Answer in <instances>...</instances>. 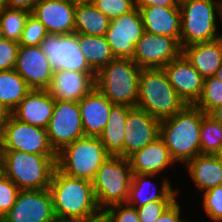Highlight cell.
I'll list each match as a JSON object with an SVG mask.
<instances>
[{
  "label": "cell",
  "mask_w": 222,
  "mask_h": 222,
  "mask_svg": "<svg viewBox=\"0 0 222 222\" xmlns=\"http://www.w3.org/2000/svg\"><path fill=\"white\" fill-rule=\"evenodd\" d=\"M12 116V112L0 102V130L2 131L4 125Z\"/></svg>",
  "instance_id": "44"
},
{
  "label": "cell",
  "mask_w": 222,
  "mask_h": 222,
  "mask_svg": "<svg viewBox=\"0 0 222 222\" xmlns=\"http://www.w3.org/2000/svg\"><path fill=\"white\" fill-rule=\"evenodd\" d=\"M93 5L110 20L134 10V0H94Z\"/></svg>",
  "instance_id": "36"
},
{
  "label": "cell",
  "mask_w": 222,
  "mask_h": 222,
  "mask_svg": "<svg viewBox=\"0 0 222 222\" xmlns=\"http://www.w3.org/2000/svg\"><path fill=\"white\" fill-rule=\"evenodd\" d=\"M90 222H107L102 216L96 220L90 221Z\"/></svg>",
  "instance_id": "49"
},
{
  "label": "cell",
  "mask_w": 222,
  "mask_h": 222,
  "mask_svg": "<svg viewBox=\"0 0 222 222\" xmlns=\"http://www.w3.org/2000/svg\"><path fill=\"white\" fill-rule=\"evenodd\" d=\"M124 132V158L128 159L159 137L160 120L138 107H133L127 115Z\"/></svg>",
  "instance_id": "16"
},
{
  "label": "cell",
  "mask_w": 222,
  "mask_h": 222,
  "mask_svg": "<svg viewBox=\"0 0 222 222\" xmlns=\"http://www.w3.org/2000/svg\"><path fill=\"white\" fill-rule=\"evenodd\" d=\"M185 165L197 189L204 192L222 185V162L218 155L199 154Z\"/></svg>",
  "instance_id": "25"
},
{
  "label": "cell",
  "mask_w": 222,
  "mask_h": 222,
  "mask_svg": "<svg viewBox=\"0 0 222 222\" xmlns=\"http://www.w3.org/2000/svg\"><path fill=\"white\" fill-rule=\"evenodd\" d=\"M75 33L105 36L111 20L93 4L76 5Z\"/></svg>",
  "instance_id": "29"
},
{
  "label": "cell",
  "mask_w": 222,
  "mask_h": 222,
  "mask_svg": "<svg viewBox=\"0 0 222 222\" xmlns=\"http://www.w3.org/2000/svg\"><path fill=\"white\" fill-rule=\"evenodd\" d=\"M220 18L222 19V10H221ZM220 39L222 40V35L221 34H220Z\"/></svg>",
  "instance_id": "52"
},
{
  "label": "cell",
  "mask_w": 222,
  "mask_h": 222,
  "mask_svg": "<svg viewBox=\"0 0 222 222\" xmlns=\"http://www.w3.org/2000/svg\"><path fill=\"white\" fill-rule=\"evenodd\" d=\"M31 12L6 7L0 12L1 37L19 43L26 20Z\"/></svg>",
  "instance_id": "31"
},
{
  "label": "cell",
  "mask_w": 222,
  "mask_h": 222,
  "mask_svg": "<svg viewBox=\"0 0 222 222\" xmlns=\"http://www.w3.org/2000/svg\"><path fill=\"white\" fill-rule=\"evenodd\" d=\"M144 31L177 39L181 44L180 7L150 6L139 9Z\"/></svg>",
  "instance_id": "22"
},
{
  "label": "cell",
  "mask_w": 222,
  "mask_h": 222,
  "mask_svg": "<svg viewBox=\"0 0 222 222\" xmlns=\"http://www.w3.org/2000/svg\"><path fill=\"white\" fill-rule=\"evenodd\" d=\"M14 69L31 89L36 90L49 88L54 71L40 46H20Z\"/></svg>",
  "instance_id": "15"
},
{
  "label": "cell",
  "mask_w": 222,
  "mask_h": 222,
  "mask_svg": "<svg viewBox=\"0 0 222 222\" xmlns=\"http://www.w3.org/2000/svg\"><path fill=\"white\" fill-rule=\"evenodd\" d=\"M180 0H134L135 7L138 9L150 6L179 7Z\"/></svg>",
  "instance_id": "42"
},
{
  "label": "cell",
  "mask_w": 222,
  "mask_h": 222,
  "mask_svg": "<svg viewBox=\"0 0 222 222\" xmlns=\"http://www.w3.org/2000/svg\"><path fill=\"white\" fill-rule=\"evenodd\" d=\"M204 115L195 105H186L174 116L160 121L159 137L175 162L186 164L201 154L200 129Z\"/></svg>",
  "instance_id": "2"
},
{
  "label": "cell",
  "mask_w": 222,
  "mask_h": 222,
  "mask_svg": "<svg viewBox=\"0 0 222 222\" xmlns=\"http://www.w3.org/2000/svg\"><path fill=\"white\" fill-rule=\"evenodd\" d=\"M194 105L205 114L222 105V82L214 76L205 78L201 96Z\"/></svg>",
  "instance_id": "33"
},
{
  "label": "cell",
  "mask_w": 222,
  "mask_h": 222,
  "mask_svg": "<svg viewBox=\"0 0 222 222\" xmlns=\"http://www.w3.org/2000/svg\"><path fill=\"white\" fill-rule=\"evenodd\" d=\"M19 47V43L0 37V71L15 68Z\"/></svg>",
  "instance_id": "39"
},
{
  "label": "cell",
  "mask_w": 222,
  "mask_h": 222,
  "mask_svg": "<svg viewBox=\"0 0 222 222\" xmlns=\"http://www.w3.org/2000/svg\"><path fill=\"white\" fill-rule=\"evenodd\" d=\"M73 5H84V4H93L94 0H66Z\"/></svg>",
  "instance_id": "46"
},
{
  "label": "cell",
  "mask_w": 222,
  "mask_h": 222,
  "mask_svg": "<svg viewBox=\"0 0 222 222\" xmlns=\"http://www.w3.org/2000/svg\"><path fill=\"white\" fill-rule=\"evenodd\" d=\"M141 70L131 59L115 58L95 74V87L114 105L136 107Z\"/></svg>",
  "instance_id": "5"
},
{
  "label": "cell",
  "mask_w": 222,
  "mask_h": 222,
  "mask_svg": "<svg viewBox=\"0 0 222 222\" xmlns=\"http://www.w3.org/2000/svg\"><path fill=\"white\" fill-rule=\"evenodd\" d=\"M55 102L48 90L32 89L12 111V116L23 123L46 129Z\"/></svg>",
  "instance_id": "20"
},
{
  "label": "cell",
  "mask_w": 222,
  "mask_h": 222,
  "mask_svg": "<svg viewBox=\"0 0 222 222\" xmlns=\"http://www.w3.org/2000/svg\"><path fill=\"white\" fill-rule=\"evenodd\" d=\"M20 189L0 171V220L16 202Z\"/></svg>",
  "instance_id": "35"
},
{
  "label": "cell",
  "mask_w": 222,
  "mask_h": 222,
  "mask_svg": "<svg viewBox=\"0 0 222 222\" xmlns=\"http://www.w3.org/2000/svg\"><path fill=\"white\" fill-rule=\"evenodd\" d=\"M186 105L170 84L163 68L141 70L136 107L161 121L174 116Z\"/></svg>",
  "instance_id": "4"
},
{
  "label": "cell",
  "mask_w": 222,
  "mask_h": 222,
  "mask_svg": "<svg viewBox=\"0 0 222 222\" xmlns=\"http://www.w3.org/2000/svg\"><path fill=\"white\" fill-rule=\"evenodd\" d=\"M2 155V140H1V130H0V160Z\"/></svg>",
  "instance_id": "50"
},
{
  "label": "cell",
  "mask_w": 222,
  "mask_h": 222,
  "mask_svg": "<svg viewBox=\"0 0 222 222\" xmlns=\"http://www.w3.org/2000/svg\"><path fill=\"white\" fill-rule=\"evenodd\" d=\"M217 155H218V157L220 158V160L222 162V150Z\"/></svg>",
  "instance_id": "51"
},
{
  "label": "cell",
  "mask_w": 222,
  "mask_h": 222,
  "mask_svg": "<svg viewBox=\"0 0 222 222\" xmlns=\"http://www.w3.org/2000/svg\"><path fill=\"white\" fill-rule=\"evenodd\" d=\"M201 154L217 155L222 150V124L205 114L200 129Z\"/></svg>",
  "instance_id": "32"
},
{
  "label": "cell",
  "mask_w": 222,
  "mask_h": 222,
  "mask_svg": "<svg viewBox=\"0 0 222 222\" xmlns=\"http://www.w3.org/2000/svg\"><path fill=\"white\" fill-rule=\"evenodd\" d=\"M176 93L187 105H194L201 96L204 78L183 54L163 67Z\"/></svg>",
  "instance_id": "17"
},
{
  "label": "cell",
  "mask_w": 222,
  "mask_h": 222,
  "mask_svg": "<svg viewBox=\"0 0 222 222\" xmlns=\"http://www.w3.org/2000/svg\"><path fill=\"white\" fill-rule=\"evenodd\" d=\"M83 132L85 136L99 137L106 126L114 105L94 87L79 102Z\"/></svg>",
  "instance_id": "21"
},
{
  "label": "cell",
  "mask_w": 222,
  "mask_h": 222,
  "mask_svg": "<svg viewBox=\"0 0 222 222\" xmlns=\"http://www.w3.org/2000/svg\"><path fill=\"white\" fill-rule=\"evenodd\" d=\"M79 48L90 68L97 73L115 59L105 36H92L76 33Z\"/></svg>",
  "instance_id": "28"
},
{
  "label": "cell",
  "mask_w": 222,
  "mask_h": 222,
  "mask_svg": "<svg viewBox=\"0 0 222 222\" xmlns=\"http://www.w3.org/2000/svg\"><path fill=\"white\" fill-rule=\"evenodd\" d=\"M203 206L206 215L213 221H222V185L203 192Z\"/></svg>",
  "instance_id": "37"
},
{
  "label": "cell",
  "mask_w": 222,
  "mask_h": 222,
  "mask_svg": "<svg viewBox=\"0 0 222 222\" xmlns=\"http://www.w3.org/2000/svg\"><path fill=\"white\" fill-rule=\"evenodd\" d=\"M144 33L138 8L111 20L105 38L115 58L135 59V45Z\"/></svg>",
  "instance_id": "11"
},
{
  "label": "cell",
  "mask_w": 222,
  "mask_h": 222,
  "mask_svg": "<svg viewBox=\"0 0 222 222\" xmlns=\"http://www.w3.org/2000/svg\"><path fill=\"white\" fill-rule=\"evenodd\" d=\"M102 217L107 222H140L136 208L127 203L107 207L102 211Z\"/></svg>",
  "instance_id": "38"
},
{
  "label": "cell",
  "mask_w": 222,
  "mask_h": 222,
  "mask_svg": "<svg viewBox=\"0 0 222 222\" xmlns=\"http://www.w3.org/2000/svg\"><path fill=\"white\" fill-rule=\"evenodd\" d=\"M130 109L126 105H113L108 122L99 136L110 156L124 157V131Z\"/></svg>",
  "instance_id": "27"
},
{
  "label": "cell",
  "mask_w": 222,
  "mask_h": 222,
  "mask_svg": "<svg viewBox=\"0 0 222 222\" xmlns=\"http://www.w3.org/2000/svg\"><path fill=\"white\" fill-rule=\"evenodd\" d=\"M31 90L15 69L0 71V102L11 112Z\"/></svg>",
  "instance_id": "30"
},
{
  "label": "cell",
  "mask_w": 222,
  "mask_h": 222,
  "mask_svg": "<svg viewBox=\"0 0 222 222\" xmlns=\"http://www.w3.org/2000/svg\"><path fill=\"white\" fill-rule=\"evenodd\" d=\"M133 174H159L176 162L164 141L158 137L128 158Z\"/></svg>",
  "instance_id": "23"
},
{
  "label": "cell",
  "mask_w": 222,
  "mask_h": 222,
  "mask_svg": "<svg viewBox=\"0 0 222 222\" xmlns=\"http://www.w3.org/2000/svg\"><path fill=\"white\" fill-rule=\"evenodd\" d=\"M209 115L213 117L216 121L222 124V105L217 106L214 108Z\"/></svg>",
  "instance_id": "45"
},
{
  "label": "cell",
  "mask_w": 222,
  "mask_h": 222,
  "mask_svg": "<svg viewBox=\"0 0 222 222\" xmlns=\"http://www.w3.org/2000/svg\"><path fill=\"white\" fill-rule=\"evenodd\" d=\"M181 206L175 200L161 215L155 222H182L180 216Z\"/></svg>",
  "instance_id": "41"
},
{
  "label": "cell",
  "mask_w": 222,
  "mask_h": 222,
  "mask_svg": "<svg viewBox=\"0 0 222 222\" xmlns=\"http://www.w3.org/2000/svg\"><path fill=\"white\" fill-rule=\"evenodd\" d=\"M132 175L128 159L109 156L104 161L91 181L101 211L114 204L127 202Z\"/></svg>",
  "instance_id": "8"
},
{
  "label": "cell",
  "mask_w": 222,
  "mask_h": 222,
  "mask_svg": "<svg viewBox=\"0 0 222 222\" xmlns=\"http://www.w3.org/2000/svg\"><path fill=\"white\" fill-rule=\"evenodd\" d=\"M1 140L2 150L57 156L50 144L46 129L23 123L13 116L1 131Z\"/></svg>",
  "instance_id": "9"
},
{
  "label": "cell",
  "mask_w": 222,
  "mask_h": 222,
  "mask_svg": "<svg viewBox=\"0 0 222 222\" xmlns=\"http://www.w3.org/2000/svg\"><path fill=\"white\" fill-rule=\"evenodd\" d=\"M182 54L180 42L165 35L143 33L135 45V59L141 69L163 68Z\"/></svg>",
  "instance_id": "14"
},
{
  "label": "cell",
  "mask_w": 222,
  "mask_h": 222,
  "mask_svg": "<svg viewBox=\"0 0 222 222\" xmlns=\"http://www.w3.org/2000/svg\"><path fill=\"white\" fill-rule=\"evenodd\" d=\"M58 222H90L102 216L92 182L55 169L49 186Z\"/></svg>",
  "instance_id": "1"
},
{
  "label": "cell",
  "mask_w": 222,
  "mask_h": 222,
  "mask_svg": "<svg viewBox=\"0 0 222 222\" xmlns=\"http://www.w3.org/2000/svg\"><path fill=\"white\" fill-rule=\"evenodd\" d=\"M1 222H58L49 189L20 190Z\"/></svg>",
  "instance_id": "13"
},
{
  "label": "cell",
  "mask_w": 222,
  "mask_h": 222,
  "mask_svg": "<svg viewBox=\"0 0 222 222\" xmlns=\"http://www.w3.org/2000/svg\"><path fill=\"white\" fill-rule=\"evenodd\" d=\"M46 130L50 144L56 153L84 137L78 102L56 101Z\"/></svg>",
  "instance_id": "10"
},
{
  "label": "cell",
  "mask_w": 222,
  "mask_h": 222,
  "mask_svg": "<svg viewBox=\"0 0 222 222\" xmlns=\"http://www.w3.org/2000/svg\"><path fill=\"white\" fill-rule=\"evenodd\" d=\"M8 8L24 9L32 12L39 0H5Z\"/></svg>",
  "instance_id": "43"
},
{
  "label": "cell",
  "mask_w": 222,
  "mask_h": 222,
  "mask_svg": "<svg viewBox=\"0 0 222 222\" xmlns=\"http://www.w3.org/2000/svg\"><path fill=\"white\" fill-rule=\"evenodd\" d=\"M153 176L155 177V174L132 175L129 196L126 202L128 205L138 208L156 200H176L178 191L172 189L169 180L166 178L163 179L164 181L162 182V186L160 187L159 191H157L158 189H154L155 191L153 190V193L150 192L149 195H146L147 193L145 194L147 188L151 187L152 185L149 180L150 177L152 178Z\"/></svg>",
  "instance_id": "26"
},
{
  "label": "cell",
  "mask_w": 222,
  "mask_h": 222,
  "mask_svg": "<svg viewBox=\"0 0 222 222\" xmlns=\"http://www.w3.org/2000/svg\"><path fill=\"white\" fill-rule=\"evenodd\" d=\"M175 200H156L136 208L140 222H155Z\"/></svg>",
  "instance_id": "40"
},
{
  "label": "cell",
  "mask_w": 222,
  "mask_h": 222,
  "mask_svg": "<svg viewBox=\"0 0 222 222\" xmlns=\"http://www.w3.org/2000/svg\"><path fill=\"white\" fill-rule=\"evenodd\" d=\"M95 72L54 70L47 89L55 101L79 102L95 87Z\"/></svg>",
  "instance_id": "18"
},
{
  "label": "cell",
  "mask_w": 222,
  "mask_h": 222,
  "mask_svg": "<svg viewBox=\"0 0 222 222\" xmlns=\"http://www.w3.org/2000/svg\"><path fill=\"white\" fill-rule=\"evenodd\" d=\"M214 77H216L217 79H219L222 82V64L219 67V69L217 70V72L215 73Z\"/></svg>",
  "instance_id": "47"
},
{
  "label": "cell",
  "mask_w": 222,
  "mask_h": 222,
  "mask_svg": "<svg viewBox=\"0 0 222 222\" xmlns=\"http://www.w3.org/2000/svg\"><path fill=\"white\" fill-rule=\"evenodd\" d=\"M182 54L204 79L212 77L222 64V40L182 47Z\"/></svg>",
  "instance_id": "24"
},
{
  "label": "cell",
  "mask_w": 222,
  "mask_h": 222,
  "mask_svg": "<svg viewBox=\"0 0 222 222\" xmlns=\"http://www.w3.org/2000/svg\"><path fill=\"white\" fill-rule=\"evenodd\" d=\"M181 47L211 42L220 38L217 17L222 10V0H180Z\"/></svg>",
  "instance_id": "6"
},
{
  "label": "cell",
  "mask_w": 222,
  "mask_h": 222,
  "mask_svg": "<svg viewBox=\"0 0 222 222\" xmlns=\"http://www.w3.org/2000/svg\"><path fill=\"white\" fill-rule=\"evenodd\" d=\"M75 8L66 0H39L31 12L49 34L75 33Z\"/></svg>",
  "instance_id": "19"
},
{
  "label": "cell",
  "mask_w": 222,
  "mask_h": 222,
  "mask_svg": "<svg viewBox=\"0 0 222 222\" xmlns=\"http://www.w3.org/2000/svg\"><path fill=\"white\" fill-rule=\"evenodd\" d=\"M6 1L0 0V12L3 11L6 8Z\"/></svg>",
  "instance_id": "48"
},
{
  "label": "cell",
  "mask_w": 222,
  "mask_h": 222,
  "mask_svg": "<svg viewBox=\"0 0 222 222\" xmlns=\"http://www.w3.org/2000/svg\"><path fill=\"white\" fill-rule=\"evenodd\" d=\"M110 155L99 137L84 136L57 153V169L64 174L92 181Z\"/></svg>",
  "instance_id": "7"
},
{
  "label": "cell",
  "mask_w": 222,
  "mask_h": 222,
  "mask_svg": "<svg viewBox=\"0 0 222 222\" xmlns=\"http://www.w3.org/2000/svg\"><path fill=\"white\" fill-rule=\"evenodd\" d=\"M57 156L2 150L0 170L20 190L49 189Z\"/></svg>",
  "instance_id": "3"
},
{
  "label": "cell",
  "mask_w": 222,
  "mask_h": 222,
  "mask_svg": "<svg viewBox=\"0 0 222 222\" xmlns=\"http://www.w3.org/2000/svg\"><path fill=\"white\" fill-rule=\"evenodd\" d=\"M44 25L32 14L26 20L19 41L20 46H40L47 35Z\"/></svg>",
  "instance_id": "34"
},
{
  "label": "cell",
  "mask_w": 222,
  "mask_h": 222,
  "mask_svg": "<svg viewBox=\"0 0 222 222\" xmlns=\"http://www.w3.org/2000/svg\"><path fill=\"white\" fill-rule=\"evenodd\" d=\"M40 47L54 70L94 72L79 48L76 33L68 35L48 33Z\"/></svg>",
  "instance_id": "12"
}]
</instances>
